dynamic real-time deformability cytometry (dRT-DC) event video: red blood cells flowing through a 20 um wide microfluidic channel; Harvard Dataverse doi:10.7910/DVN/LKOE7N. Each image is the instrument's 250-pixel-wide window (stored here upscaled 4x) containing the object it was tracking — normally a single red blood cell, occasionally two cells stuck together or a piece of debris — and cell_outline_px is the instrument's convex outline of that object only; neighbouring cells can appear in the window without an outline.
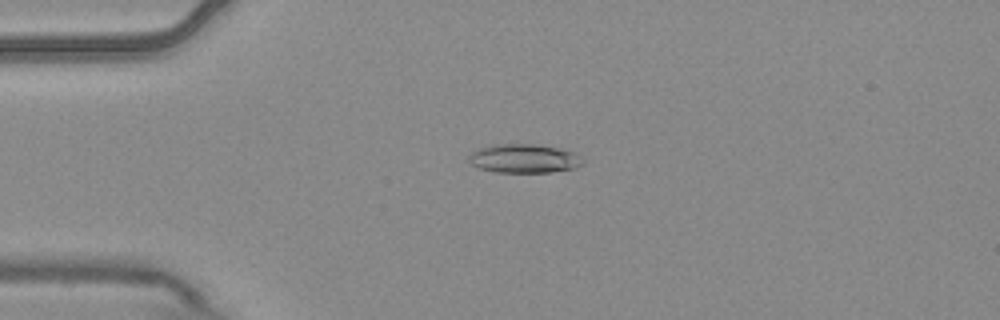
{"species": "common noctule bat (a hibernating species)", "species_latin": "Nyctalus noctula", "temperature_condition": "warm", "stored_images_in_passage": 4, "camera_frame_rate_fps": 3000, "um_per_image_px": 0.085, "animal": {"sex": "male", "body_mass_g": 20.4}, "frame": {"image": 1, "passage_image": 4, "time_ms": 1.0, "image_size_px": [1000, 320], "cell_outline_px": [[584, 164], [572, 168], [548, 172], [496, 172], [480, 168], [472, 164], [468, 160], [468, 156], [472, 152], [480, 148], [492, 144], [536, 144], [560, 148], [572, 152], [584, 160]], "centroid_in_image_um": [44.52, 13.46], "position_along_channel_um": 40.5, "area_um2": 19.02}}